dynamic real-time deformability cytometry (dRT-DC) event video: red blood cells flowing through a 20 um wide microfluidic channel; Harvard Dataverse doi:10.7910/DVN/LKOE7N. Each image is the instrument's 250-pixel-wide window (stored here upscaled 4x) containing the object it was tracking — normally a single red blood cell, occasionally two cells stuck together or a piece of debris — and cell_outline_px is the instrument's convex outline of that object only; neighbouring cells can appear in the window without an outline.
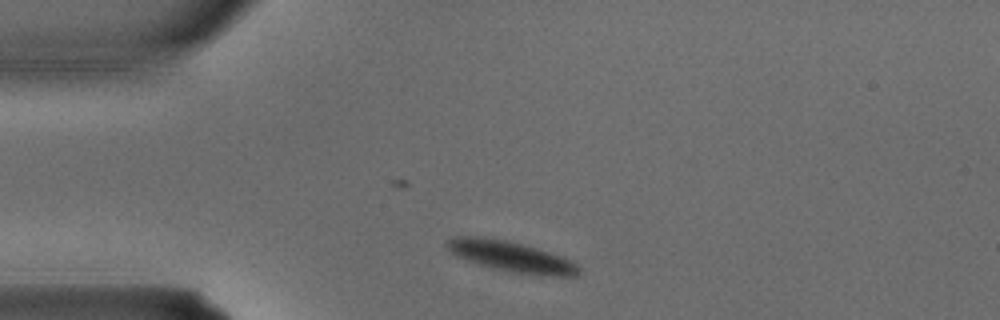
{"species": "common noctule bat (a hibernating species)", "species_latin": "Nyctalus noctula", "temperature_condition": "warm", "stored_images_in_passage": 1, "camera_frame_rate_fps": 3000, "um_per_image_px": 0.085, "animal": {"sex": "male", "body_mass_g": 15.6}, "frame": {"image": 1, "passage_image": 1, "time_ms": 0.0, "image_size_px": [1000, 320], "cell_outline_px": [[580, 272], [576, 276], [552, 276], [508, 272], [492, 268], [456, 256], [448, 252], [444, 244], [444, 240], [456, 236], [476, 236], [504, 240], [536, 248], [560, 256], [576, 264], [580, 268]], "centroid_in_image_um": [43.37, 21.8], "position_along_channel_um": 41.6, "area_um2": 23.35}}